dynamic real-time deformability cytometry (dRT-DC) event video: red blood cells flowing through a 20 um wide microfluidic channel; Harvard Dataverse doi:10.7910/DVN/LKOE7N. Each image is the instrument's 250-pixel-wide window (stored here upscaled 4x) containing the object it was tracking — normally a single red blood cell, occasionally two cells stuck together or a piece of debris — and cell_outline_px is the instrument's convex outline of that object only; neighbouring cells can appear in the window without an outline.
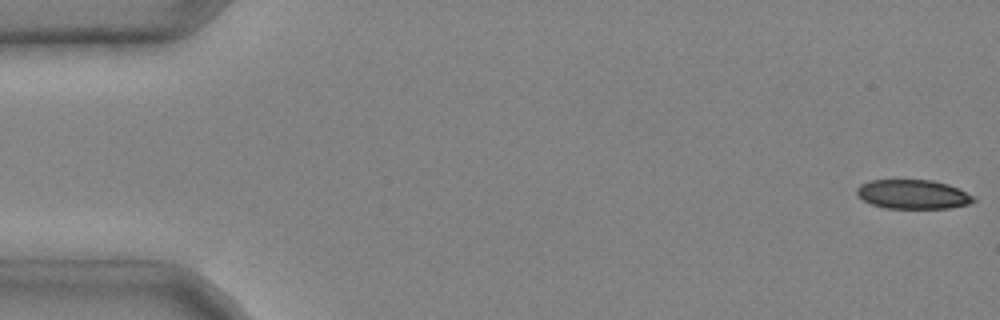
{"species": "common noctule bat (a hibernating species)", "species_latin": "Nyctalus noctula", "temperature_condition": "cold", "stored_images_in_passage": 5, "camera_frame_rate_fps": 3000, "um_per_image_px": 0.085, "animal": {"sex": "male", "body_mass_g": 20.4}, "frame": {"image": 1, "passage_image": 1, "time_ms": 0.0, "image_size_px": [1000, 320], "cell_outline_px": [[976, 200], [968, 204], [948, 208], [888, 208], [872, 204], [864, 200], [856, 192], [856, 188], [860, 184], [872, 180], [932, 180], [948, 184], [976, 196]], "centroid_in_image_um": [77.63, 16.51], "position_along_channel_um": 7.4, "area_um2": 19.77}}
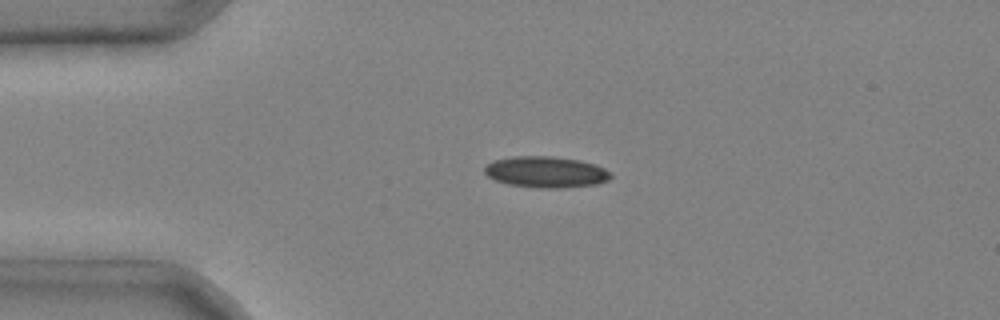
{"frame": {"image": 2, "passage_image": 4, "time_ms": 1.0, "image_size_px": [1000, 320], "cell_outline_px": [[612, 176], [608, 180], [596, 184], [560, 188], [540, 188], [508, 184], [496, 180], [488, 176], [484, 172], [484, 168], [492, 160], [512, 156], [552, 156], [580, 160], [596, 164], [612, 172]], "centroid_in_image_um": [46.42, 14.61], "position_along_channel_um": 38.6, "area_um2": 23.06}}